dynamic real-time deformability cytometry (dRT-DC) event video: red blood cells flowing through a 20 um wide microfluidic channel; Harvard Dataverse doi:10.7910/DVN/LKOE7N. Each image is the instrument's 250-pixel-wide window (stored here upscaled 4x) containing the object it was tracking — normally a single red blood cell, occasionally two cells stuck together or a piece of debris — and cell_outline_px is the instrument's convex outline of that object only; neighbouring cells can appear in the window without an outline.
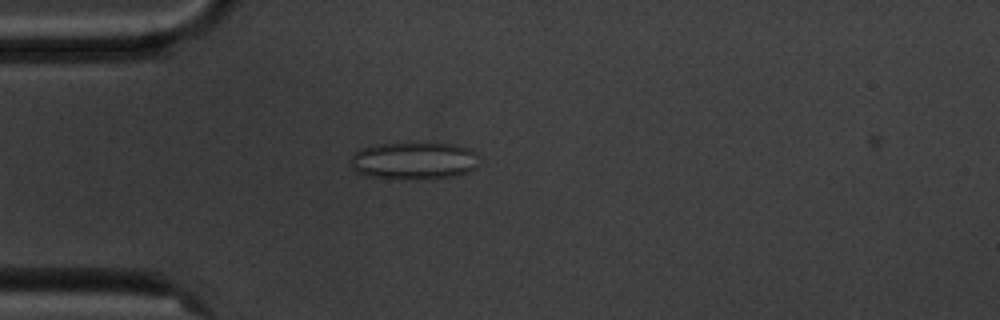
{"species": "common noctule bat (a hibernating species)", "species_latin": "Nyctalus noctula", "temperature_condition": "cold", "stored_images_in_passage": 6, "camera_frame_rate_fps": 3000, "um_per_image_px": 0.085, "animal": {"sex": "male", "body_mass_g": 20.1, "forearm_length_mm": 53.5}, "frame": {"image": 1, "passage_image": 5, "time_ms": 4.333, "image_size_px": [1000, 320], "cell_outline_px": [[476, 168], [468, 172], [452, 176], [364, 176], [356, 172], [348, 164], [352, 156], [360, 148], [376, 144], [408, 140], [424, 140], [456, 144], [468, 148], [476, 156]], "centroid_in_image_um": [35.13, 13.54], "position_along_channel_um": 49.9, "area_um2": 28.03}}